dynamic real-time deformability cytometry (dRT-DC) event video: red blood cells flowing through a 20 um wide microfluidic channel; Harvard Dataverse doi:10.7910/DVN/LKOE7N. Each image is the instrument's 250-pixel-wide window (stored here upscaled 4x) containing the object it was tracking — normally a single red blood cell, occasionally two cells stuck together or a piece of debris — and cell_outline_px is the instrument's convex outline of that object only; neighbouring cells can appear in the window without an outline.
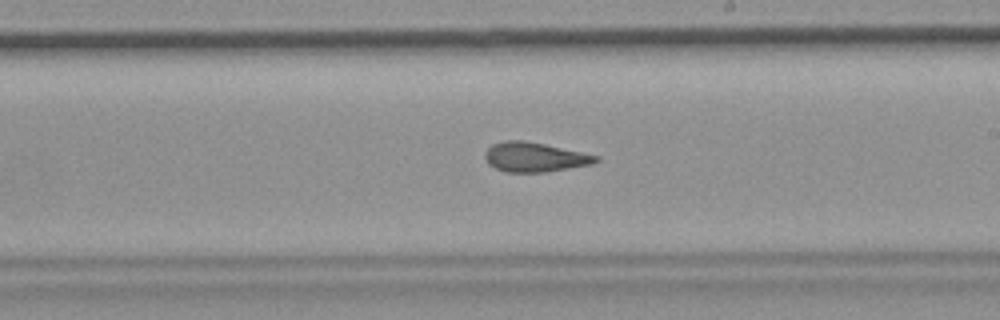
{"species": "common noctule bat (a hibernating species)", "species_latin": "Nyctalus noctula", "temperature_condition": "room temperature", "stored_images_in_passage": 54, "camera_frame_rate_fps": 3000, "um_per_image_px": 0.085, "animal": {"sex": "female", "body_mass_g": 19.9}, "frame": {"image": 1, "passage_image": 31, "time_ms": 10.0, "image_size_px": [1000, 320], "cell_outline_px": [[600, 160], [592, 164], [544, 172], [504, 172], [488, 164], [484, 156], [484, 152], [492, 144], [504, 140], [524, 140], [544, 144], [600, 156]], "centroid_in_image_um": [45.42, 13.35], "position_along_channel_um": 243.6, "area_um2": 19.07}, "authors_computed_cell_mechanics": {"area_um2": 19.6231, "velocity_mm_per_s": 3.715, "shape_relaxation_time_tau1_ms": null, "shape_relaxation_time_tau2_ms": 2.7484, "deformation_change_tau1": null, "deformation_change_tau2": 0.0976}}